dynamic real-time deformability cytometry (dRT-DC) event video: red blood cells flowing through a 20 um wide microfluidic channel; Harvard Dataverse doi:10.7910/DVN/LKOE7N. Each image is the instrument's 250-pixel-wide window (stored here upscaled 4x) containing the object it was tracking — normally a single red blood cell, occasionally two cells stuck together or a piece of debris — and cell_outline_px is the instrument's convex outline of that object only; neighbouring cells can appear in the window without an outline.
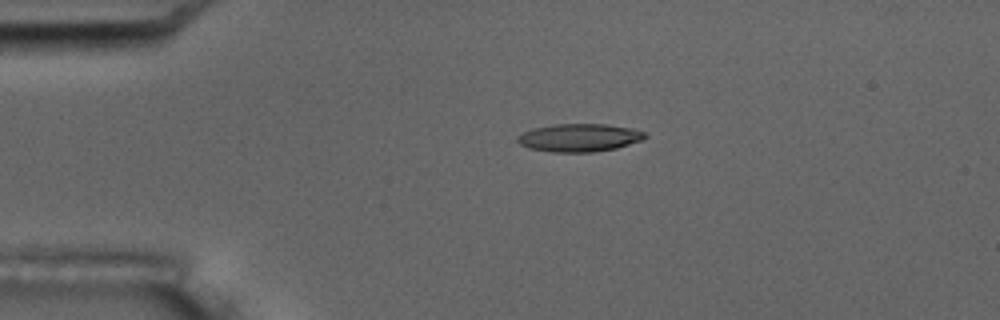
{"species": "common noctule bat (a hibernating species)", "species_latin": "Nyctalus noctula", "temperature_condition": "room temperature", "stored_images_in_passage": 5, "camera_frame_rate_fps": 3000, "um_per_image_px": 0.085, "animal": {"sex": "male", "body_mass_g": 17.5, "forearm_length_mm": 52.3}, "frame": {"image": 1, "passage_image": 4, "time_ms": 3.667, "image_size_px": [1000, 320], "cell_outline_px": [[648, 136], [644, 140], [616, 148], [592, 152], [552, 152], [528, 148], [520, 144], [516, 140], [524, 132], [532, 128], [556, 124], [608, 124], [632, 128], [644, 132]], "centroid_in_image_um": [49.28, 11.7], "position_along_channel_um": 35.7, "area_um2": 20.81}}